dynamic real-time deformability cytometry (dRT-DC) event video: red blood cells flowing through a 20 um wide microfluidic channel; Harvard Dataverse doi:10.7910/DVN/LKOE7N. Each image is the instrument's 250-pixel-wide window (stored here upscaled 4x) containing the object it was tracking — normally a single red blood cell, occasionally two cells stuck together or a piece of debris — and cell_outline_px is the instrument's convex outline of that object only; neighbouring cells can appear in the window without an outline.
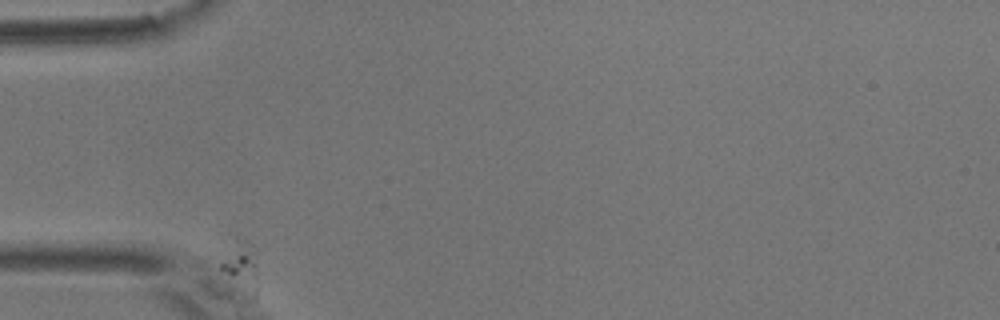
{"species": "common noctule bat (a hibernating species)", "species_latin": "Nyctalus noctula", "temperature_condition": "room temperature", "stored_images_in_passage": 8, "camera_frame_rate_fps": 3000, "um_per_image_px": 0.085, "animal": {"sex": "male", "body_mass_g": 17.9}, "frame": {"image": 1, "passage_image": 1, "time_ms": 0.0, "image_size_px": [1000, 320], "cell_outline_px": [[260, 284], [256, 296], [252, 300], [220, 268], [220, 264], [224, 256], [236, 236], [248, 240], [256, 248]], "centroid_in_image_um": [20.62, 22.62], "position_along_channel_um": 64.4, "area_um2": 11.39}}
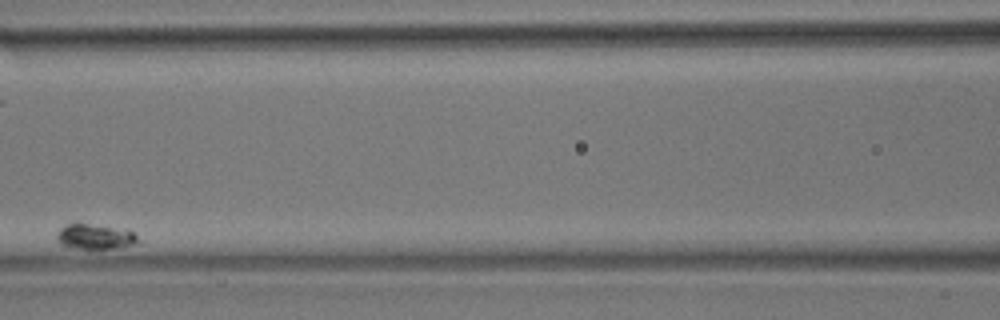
{"frame": {"image": 2, "passage_image": 5, "time_ms": 4.667, "image_size_px": [1000, 320], "cell_outline_px": [[144, 244], [112, 248], [80, 248], [60, 244], [56, 240], [56, 236], [60, 228], [76, 220], [132, 232]], "centroid_in_image_um": [8.07, 20.09], "position_along_channel_um": 158.5, "area_um2": 12.08}}
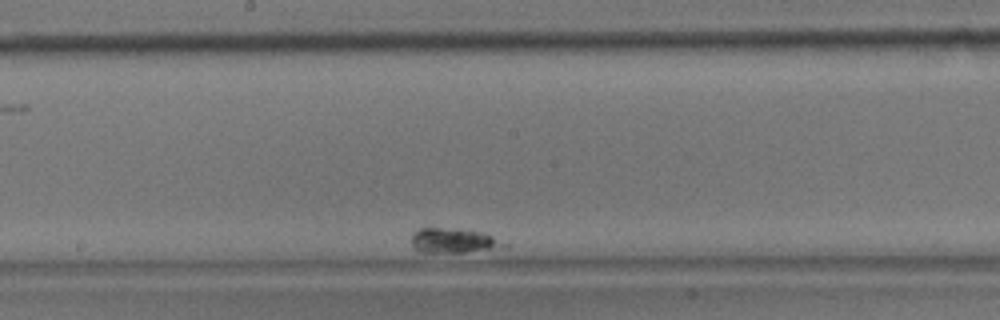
{"frame": {"image": 3, "passage_image": 7, "time_ms": 7.0, "image_size_px": [1000, 320], "cell_outline_px": [[508, 244], [504, 248], [464, 252], [420, 252], [412, 244], [412, 232], [420, 228], [440, 228], [484, 232]], "centroid_in_image_um": [38.57, 20.46], "position_along_channel_um": 209.6, "area_um2": 13.18}}